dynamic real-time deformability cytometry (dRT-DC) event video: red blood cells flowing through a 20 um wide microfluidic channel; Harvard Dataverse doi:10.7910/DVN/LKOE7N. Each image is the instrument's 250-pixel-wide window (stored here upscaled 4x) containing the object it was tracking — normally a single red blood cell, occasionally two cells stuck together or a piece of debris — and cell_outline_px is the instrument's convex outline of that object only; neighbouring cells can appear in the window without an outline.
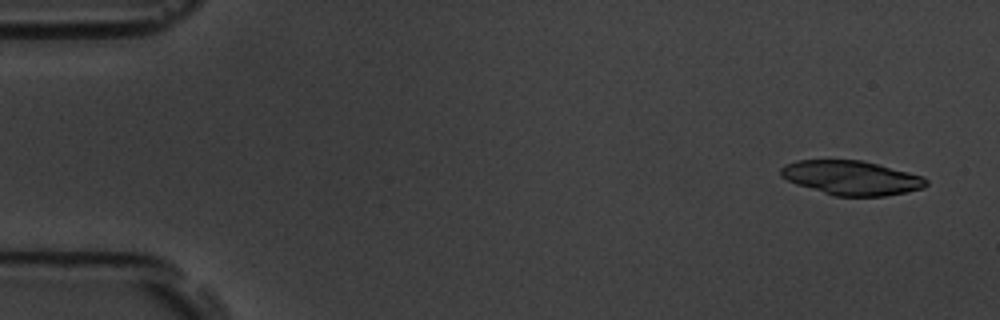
{"species": "common noctule bat (a hibernating species)", "species_latin": "Nyctalus noctula", "temperature_condition": "room temperature", "stored_images_in_passage": 5, "camera_frame_rate_fps": 3000, "um_per_image_px": 0.085, "animal": {"sex": "male", "body_mass_g": 19.5, "forearm_length_mm": 54.6}, "frame": {"image": 1, "passage_image": 1, "time_ms": 0.0, "image_size_px": [1000, 320], "cell_outline_px": [[928, 184], [924, 188], [884, 196], [832, 196], [796, 184], [780, 176], [780, 168], [784, 164], [796, 160], [864, 160], [924, 176], [928, 180]], "centroid_in_image_um": [72.36, 15.11], "position_along_channel_um": 12.6, "area_um2": 29.3}}